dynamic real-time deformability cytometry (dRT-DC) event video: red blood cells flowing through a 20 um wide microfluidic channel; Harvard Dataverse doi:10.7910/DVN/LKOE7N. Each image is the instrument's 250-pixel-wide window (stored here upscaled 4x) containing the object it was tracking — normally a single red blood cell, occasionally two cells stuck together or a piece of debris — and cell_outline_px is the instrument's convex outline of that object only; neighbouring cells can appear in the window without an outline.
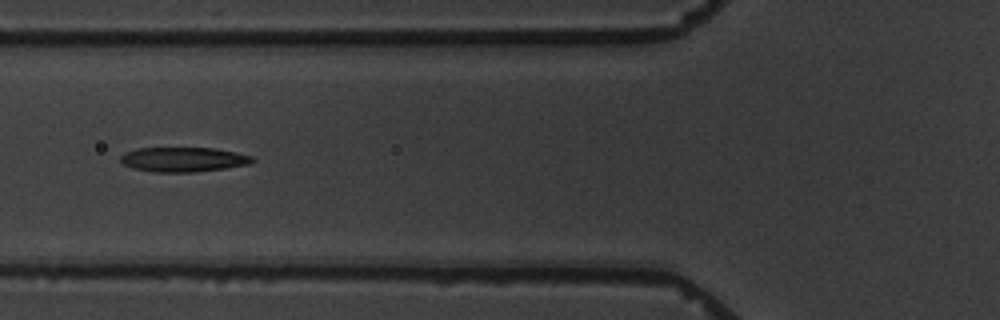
{"species": "common noctule bat (a hibernating species)", "species_latin": "Nyctalus noctula", "temperature_condition": "warm", "stored_images_in_passage": 5, "camera_frame_rate_fps": 3000, "um_per_image_px": 0.085, "animal": {"sex": "male", "body_mass_g": 19.5, "forearm_length_mm": 54.6}, "frame": {"image": 1, "passage_image": 5, "time_ms": 5.0, "image_size_px": [1000, 320], "cell_outline_px": [[256, 160], [248, 164], [224, 168], [196, 172], [152, 172], [132, 168], [124, 164], [120, 160], [120, 156], [124, 152], [136, 148], [216, 148], [236, 152], [252, 156]], "centroid_in_image_um": [15.56, 13.55], "position_along_channel_um": 110.2, "area_um2": 19.02}}